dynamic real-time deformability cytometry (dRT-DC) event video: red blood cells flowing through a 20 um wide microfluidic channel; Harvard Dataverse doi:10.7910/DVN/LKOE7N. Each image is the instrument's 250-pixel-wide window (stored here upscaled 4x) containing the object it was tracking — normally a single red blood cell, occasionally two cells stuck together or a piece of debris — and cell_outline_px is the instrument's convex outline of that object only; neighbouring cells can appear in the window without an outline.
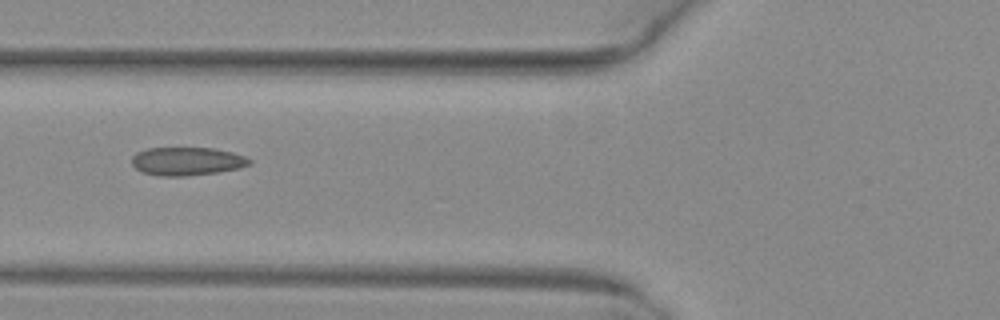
{"species": "common noctule bat (a hibernating species)", "species_latin": "Nyctalus noctula", "temperature_condition": "warm", "stored_images_in_passage": 4, "camera_frame_rate_fps": 3000, "um_per_image_px": 0.085, "animal": {"sex": "female", "body_mass_g": 29.2, "forearm_length_mm": 56.3}, "frame": {"image": 1, "passage_image": 4, "time_ms": 1.0, "image_size_px": [1000, 320], "cell_outline_px": [[252, 164], [240, 168], [216, 172], [184, 176], [160, 176], [144, 172], [136, 168], [132, 164], [132, 156], [136, 152], [148, 148], [216, 148], [232, 152], [244, 156], [252, 160]], "centroid_in_image_um": [15.91, 13.7], "position_along_channel_um": 109.9, "area_um2": 19.36}}